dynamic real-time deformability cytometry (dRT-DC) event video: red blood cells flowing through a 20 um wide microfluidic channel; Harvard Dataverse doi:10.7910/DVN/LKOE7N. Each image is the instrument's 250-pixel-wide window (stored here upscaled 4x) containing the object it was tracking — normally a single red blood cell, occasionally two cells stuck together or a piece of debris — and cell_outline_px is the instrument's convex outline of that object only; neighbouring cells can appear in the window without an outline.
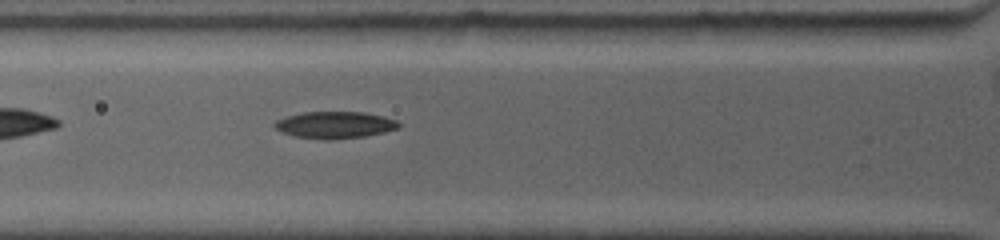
{"species": "common noctule bat (a hibernating species)", "species_latin": "Nyctalus noctula", "temperature_condition": "warm", "stored_images_in_passage": 58, "camera_frame_rate_fps": 4500, "um_per_image_px": 0.085, "animal": {"sex": "female", "body_mass_g": 19.0, "forearm_length_mm": 53.3}, "frame": {"image": 1, "passage_image": 8, "time_ms": 1.556, "image_size_px": [1000, 240], "cell_outline_px": [[400, 124], [396, 128], [384, 132], [364, 136], [328, 140], [296, 136], [284, 132], [276, 128], [272, 124], [276, 120], [284, 116], [304, 112], [364, 112], [384, 116], [396, 120]], "centroid_in_image_um": [28.44, 10.6], "position_along_channel_um": 97.4, "area_um2": 19.25}}
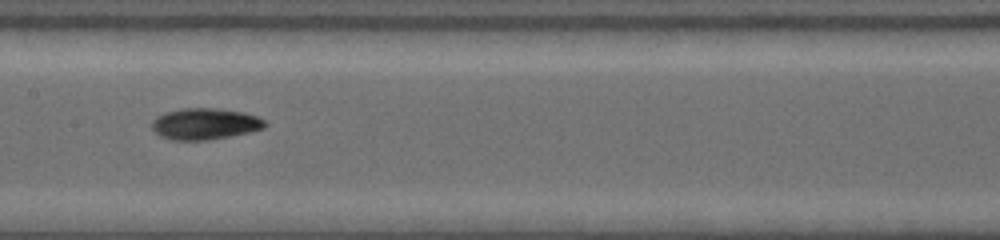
{"frame": {"image": 2, "passage_image": 20, "time_ms": 4.0, "image_size_px": [1000, 240], "cell_outline_px": [[268, 124], [264, 128], [248, 132], [228, 136], [204, 140], [172, 140], [160, 136], [152, 128], [152, 120], [156, 116], [164, 112], [184, 108], [216, 108], [244, 112], [256, 116], [264, 120]], "centroid_in_image_um": [17.4, 10.52], "position_along_channel_um": 190.0, "area_um2": 20.58}}
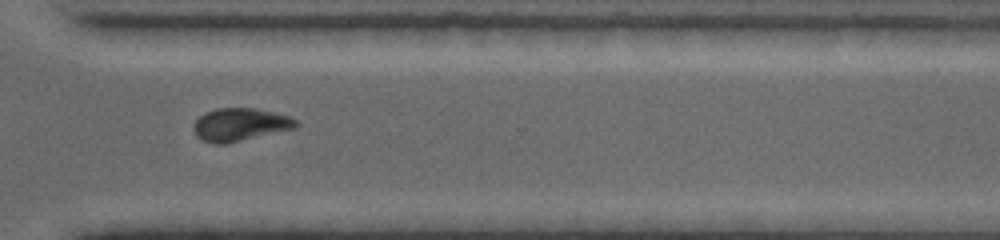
{"frame": {"image": 3, "passage_image": 42, "time_ms": 8.222, "image_size_px": [1000, 240], "cell_outline_px": [[300, 124], [292, 128], [228, 144], [216, 144], [204, 140], [196, 136], [192, 128], [192, 124], [204, 112], [216, 108], [256, 108], [288, 116], [296, 120]], "centroid_in_image_um": [20.34, 10.59], "position_along_channel_um": 350.3, "area_um2": 19.54}}